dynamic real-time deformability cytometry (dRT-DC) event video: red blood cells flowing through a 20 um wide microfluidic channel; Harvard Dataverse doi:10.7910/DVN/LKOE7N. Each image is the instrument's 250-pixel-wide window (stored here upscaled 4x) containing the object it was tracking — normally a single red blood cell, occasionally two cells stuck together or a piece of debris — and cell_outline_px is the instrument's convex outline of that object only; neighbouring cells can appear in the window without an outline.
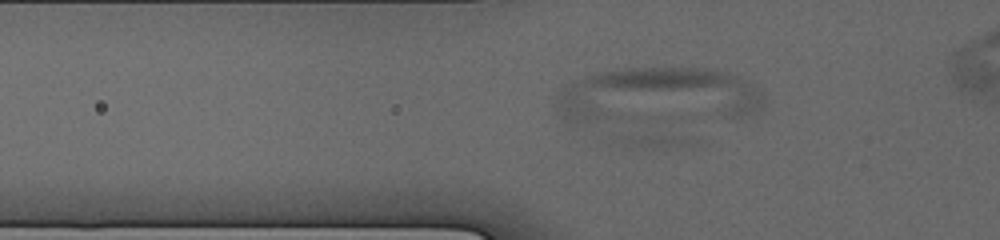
{"species": "human", "species_latin": "Homo sapiens", "temperature_condition": "cold", "stored_images_in_passage": 10, "camera_frame_rate_fps": 3000, "um_per_image_px": 0.085, "donor": {"sex": "male"}, "frame": {"image": 1, "passage_image": 5, "time_ms": 1.667, "image_size_px": [1000, 240], "cell_outline_px": [[764, 108], [740, 116], [580, 124], [568, 124], [556, 112], [552, 104], [560, 88], [564, 84], [588, 76], [604, 72], [628, 68], [712, 68], [728, 72], [752, 80], [760, 92]], "centroid_in_image_um": [55.79, 8.15], "position_along_channel_um": 70.0, "area_um2": 69.24}}